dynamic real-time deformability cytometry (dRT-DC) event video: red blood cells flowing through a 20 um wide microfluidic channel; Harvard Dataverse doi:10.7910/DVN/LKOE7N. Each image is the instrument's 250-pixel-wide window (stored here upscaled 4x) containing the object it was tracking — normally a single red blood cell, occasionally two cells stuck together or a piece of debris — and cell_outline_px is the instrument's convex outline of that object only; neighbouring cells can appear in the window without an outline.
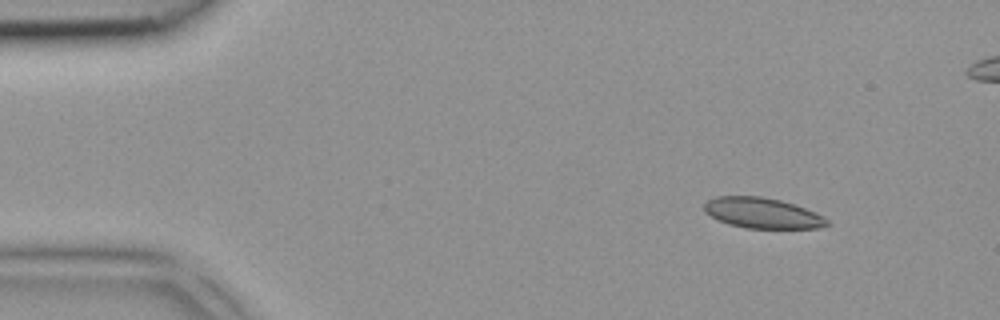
{"species": "common noctule bat (a hibernating species)", "species_latin": "Nyctalus noctula", "temperature_condition": "room temperature", "stored_images_in_passage": 4, "camera_frame_rate_fps": 3000, "um_per_image_px": 0.085, "animal": {"sex": "female", "body_mass_g": 18.4}, "frame": {"image": 1, "passage_image": 1, "time_ms": 0.0, "image_size_px": [1000, 320], "cell_outline_px": [[832, 224], [820, 228], [744, 228], [728, 224], [704, 212], [704, 204], [708, 200], [716, 196], [760, 196], [780, 200], [804, 208], [824, 216]], "centroid_in_image_um": [64.81, 18.11], "position_along_channel_um": 20.2, "area_um2": 21.79}}